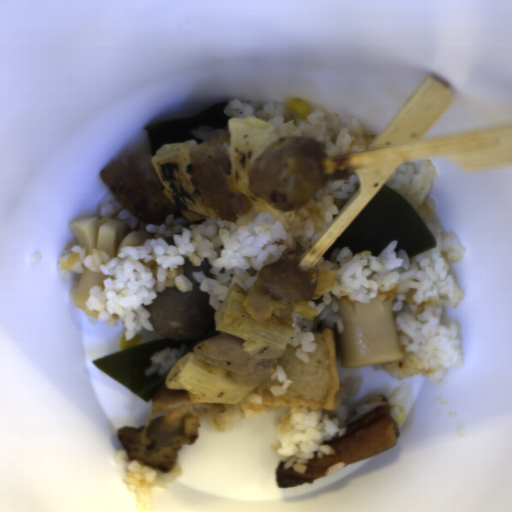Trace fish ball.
<instances>
[{
    "mask_svg": "<svg viewBox=\"0 0 512 512\" xmlns=\"http://www.w3.org/2000/svg\"><path fill=\"white\" fill-rule=\"evenodd\" d=\"M315 350L309 353L308 364L295 356L302 346L284 347L285 353L278 357L292 382L282 395H272L270 390L279 386L278 381H266L253 387L254 392L262 393L260 405L283 408L311 407L337 409L336 394L340 388L336 355L335 337L332 327H324L322 332H313ZM283 348V349H284Z\"/></svg>",
    "mask_w": 512,
    "mask_h": 512,
    "instance_id": "obj_1",
    "label": "fish ball"
}]
</instances>
